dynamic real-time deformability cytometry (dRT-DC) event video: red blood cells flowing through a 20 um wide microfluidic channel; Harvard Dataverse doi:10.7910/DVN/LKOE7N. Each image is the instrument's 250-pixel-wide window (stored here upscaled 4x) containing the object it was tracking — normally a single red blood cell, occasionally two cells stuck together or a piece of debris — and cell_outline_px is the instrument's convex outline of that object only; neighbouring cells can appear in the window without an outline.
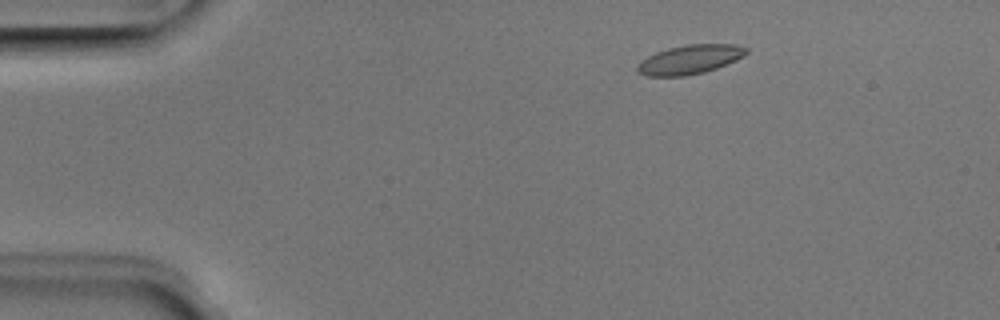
{"species": "Egyptian fruit bat (a non-hibernating species)", "species_latin": "Rousettus aegyptiacus", "temperature_condition": "room temperature", "stored_images_in_passage": 49, "camera_frame_rate_fps": 3000, "um_per_image_px": 0.085, "animal": {"sex": "male"}, "frame": {"image": 1, "passage_image": 6, "time_ms": 1.667, "image_size_px": [1000, 320], "cell_outline_px": [[748, 52], [744, 56], [736, 60], [716, 68], [704, 72], [684, 76], [648, 76], [636, 72], [636, 64], [648, 56], [656, 52], [668, 48], [684, 44], [736, 44], [748, 48]], "centroid_in_image_um": [58.62, 5.05], "position_along_channel_um": 26.4, "area_um2": 18.61}}
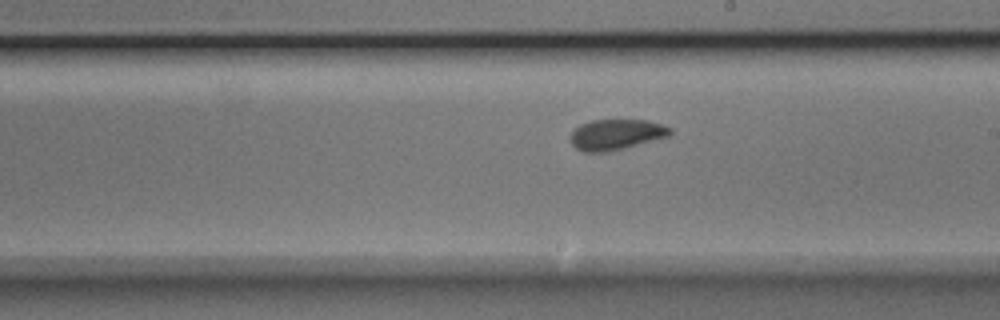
{"frame": {"image": 2, "passage_image": 27, "time_ms": 8.667, "image_size_px": [1000, 320], "cell_outline_px": [[672, 132], [668, 136], [624, 148], [608, 152], [584, 152], [576, 148], [572, 144], [568, 136], [580, 124], [592, 120], [648, 120], [672, 128]], "centroid_in_image_um": [52.34, 11.43], "position_along_channel_um": 236.7, "area_um2": 17.74}}
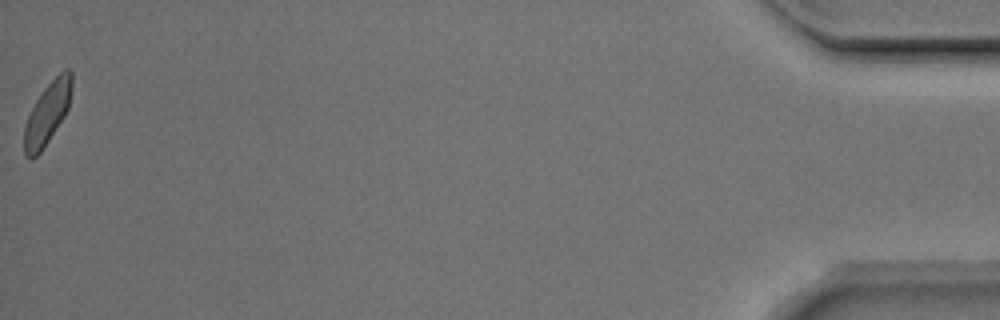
{"frame": {"image": 3, "passage_image": 49, "time_ms": 16.0, "image_size_px": [1000, 320], "cell_outline_px": [[72, 84], [68, 108], [64, 116], [40, 152], [32, 160], [24, 156], [24, 128], [28, 116], [36, 100], [44, 88], [64, 68], [68, 68], [72, 72]], "centroid_in_image_um": [4.02, 9.63], "position_along_channel_um": 431.2, "area_um2": 16.94}, "authors_computed_cell_mechanics": {"area_um2": 17.918, "velocity_mm_per_s": 3.9804, "shape_relaxation_time_tau1_ms": 3.3004, "shape_relaxation_time_tau2_ms": 1.7628, "deformation_change_tau1": 0.0844, "deformation_change_tau2": 0.0545}}